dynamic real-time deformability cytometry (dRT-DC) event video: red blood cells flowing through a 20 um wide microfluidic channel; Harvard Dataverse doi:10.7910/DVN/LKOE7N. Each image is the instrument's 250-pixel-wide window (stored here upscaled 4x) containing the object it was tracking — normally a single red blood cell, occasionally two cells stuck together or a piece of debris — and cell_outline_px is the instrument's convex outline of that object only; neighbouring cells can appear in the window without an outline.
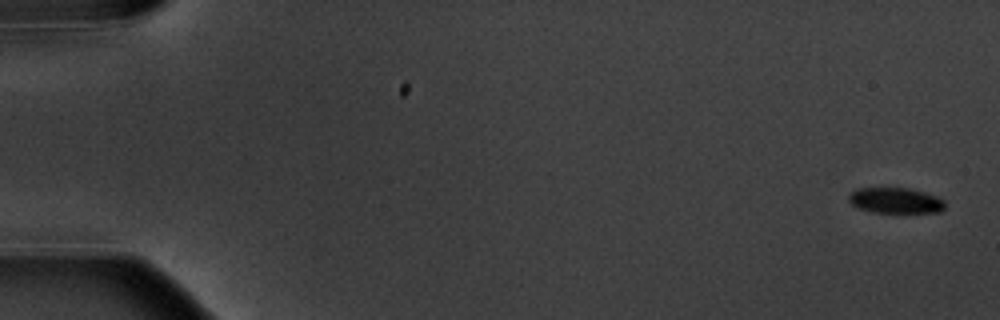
{"species": "common noctule bat (a hibernating species)", "species_latin": "Nyctalus noctula", "temperature_condition": "warm", "stored_images_in_passage": 7, "camera_frame_rate_fps": 3000, "um_per_image_px": 0.085, "animal": {"sex": "male", "body_mass_g": 20.1, "forearm_length_mm": 53.5}, "frame": {"image": 1, "passage_image": 1, "time_ms": 0.0, "image_size_px": [1000, 320], "cell_outline_px": [[944, 208], [940, 212], [872, 212], [860, 208], [852, 204], [848, 200], [848, 196], [856, 188], [908, 188], [924, 192], [936, 196], [944, 200]], "centroid_in_image_um": [76.11, 17.03], "position_along_channel_um": 8.9, "area_um2": 14.22}}
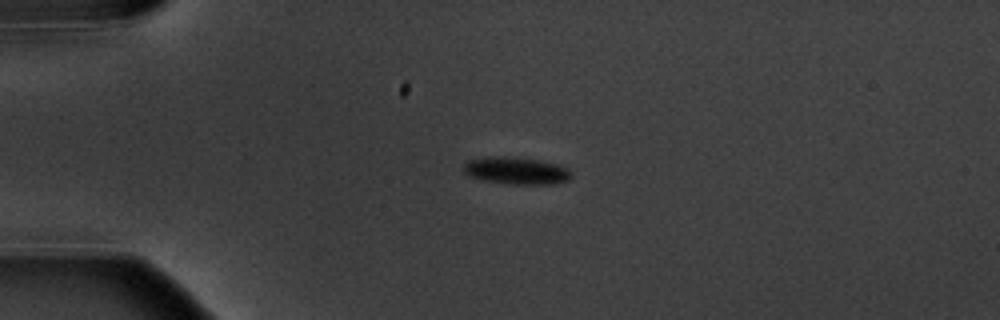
{"frame": {"image": 2, "passage_image": 5, "time_ms": 4.333, "image_size_px": [1000, 320], "cell_outline_px": [[572, 176], [568, 180], [548, 184], [512, 184], [484, 180], [468, 176], [464, 172], [464, 164], [468, 160], [484, 156], [504, 156], [540, 160], [560, 164], [568, 168], [572, 172]], "centroid_in_image_um": [43.89, 14.49], "position_along_channel_um": 41.1, "area_um2": 17.22}}